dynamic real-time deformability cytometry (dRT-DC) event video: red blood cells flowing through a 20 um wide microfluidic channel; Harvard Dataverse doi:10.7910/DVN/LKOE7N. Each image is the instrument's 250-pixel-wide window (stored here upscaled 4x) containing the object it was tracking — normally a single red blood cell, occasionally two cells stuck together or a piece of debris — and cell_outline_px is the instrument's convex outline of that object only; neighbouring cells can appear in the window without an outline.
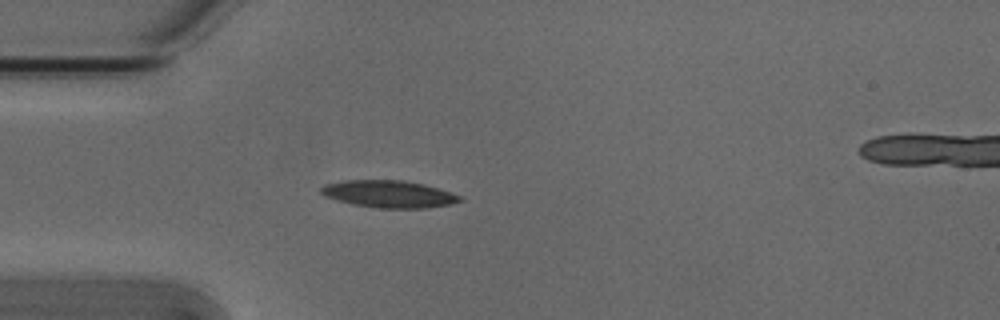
{"species": "Egyptian fruit bat (a non-hibernating species)", "species_latin": "Rousettus aegyptiacus", "temperature_condition": "cold", "stored_images_in_passage": 4, "camera_frame_rate_fps": 3000, "um_per_image_px": 0.085, "animal": {"sex": "male"}, "frame": {"image": 1, "passage_image": 3, "time_ms": 0.667, "image_size_px": [1000, 320], "cell_outline_px": [[464, 200], [448, 204], [424, 208], [376, 208], [352, 204], [336, 200], [324, 196], [320, 192], [320, 188], [324, 184], [344, 180], [404, 180], [424, 184], [460, 196]], "centroid_in_image_um": [32.98, 16.49], "position_along_channel_um": 52.0, "area_um2": 21.91}}